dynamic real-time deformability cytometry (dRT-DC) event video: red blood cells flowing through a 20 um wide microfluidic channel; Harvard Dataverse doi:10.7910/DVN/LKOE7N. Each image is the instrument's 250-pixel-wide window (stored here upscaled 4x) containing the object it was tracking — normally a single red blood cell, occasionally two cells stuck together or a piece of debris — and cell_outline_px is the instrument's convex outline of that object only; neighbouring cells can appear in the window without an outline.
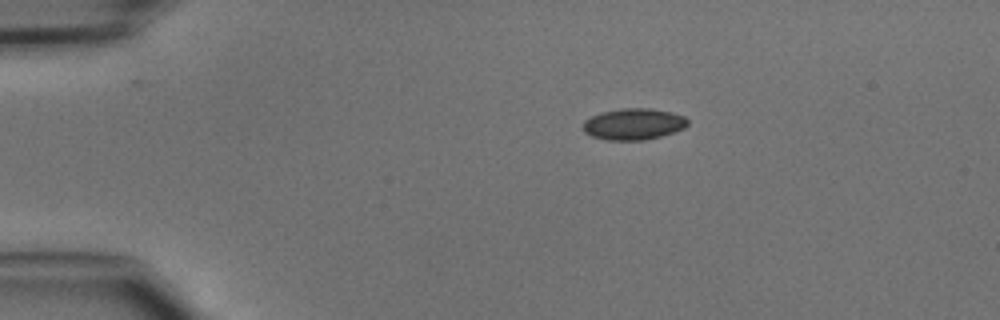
{"species": "common noctule bat (a hibernating species)", "species_latin": "Nyctalus noctula", "temperature_condition": "cold", "stored_images_in_passage": 39, "camera_frame_rate_fps": 3000, "um_per_image_px": 0.085, "animal": {"sex": "male", "body_mass_g": 15.6}, "frame": {"image": 1, "passage_image": 1, "time_ms": 0.0, "image_size_px": [1000, 320], "cell_outline_px": [[688, 124], [684, 128], [660, 136], [644, 140], [608, 140], [592, 136], [584, 132], [584, 120], [592, 116], [604, 112], [620, 108], [652, 108], [672, 112], [684, 116], [688, 120]], "centroid_in_image_um": [53.87, 10.54], "position_along_channel_um": 31.1, "area_um2": 19.02}}
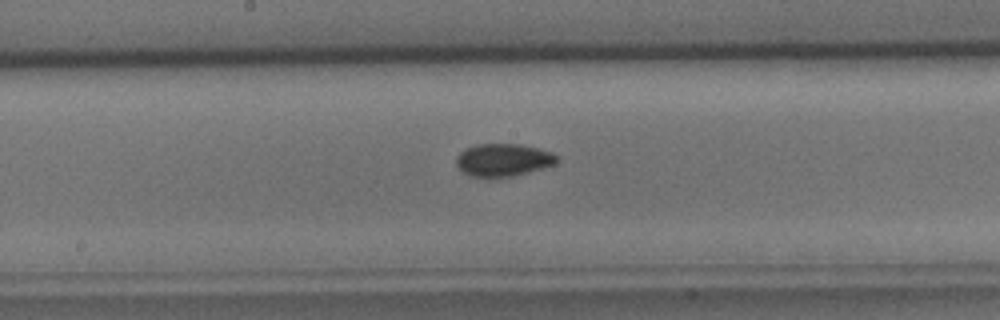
{"frame": {"image": 2, "passage_image": 17, "time_ms": 5.333, "image_size_px": [1000, 320], "cell_outline_px": [[556, 164], [528, 172], [512, 176], [472, 176], [464, 172], [456, 164], [456, 156], [464, 148], [476, 144], [520, 144], [552, 152], [556, 156]], "centroid_in_image_um": [42.75, 13.57], "position_along_channel_um": 205.5, "area_um2": 18.84}}
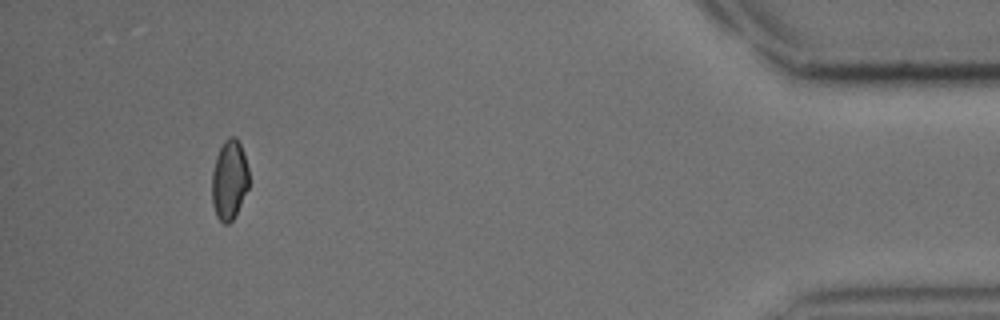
{"frame": {"image": 3, "passage_image": 36, "time_ms": 11.667, "image_size_px": [1000, 320], "cell_outline_px": [[248, 188], [232, 220], [228, 224], [224, 224], [216, 216], [212, 204], [212, 172], [216, 156], [224, 140], [232, 136], [236, 136], [244, 152], [248, 168]], "centroid_in_image_um": [19.48, 15.27], "position_along_channel_um": 415.7, "area_um2": 17.11}}